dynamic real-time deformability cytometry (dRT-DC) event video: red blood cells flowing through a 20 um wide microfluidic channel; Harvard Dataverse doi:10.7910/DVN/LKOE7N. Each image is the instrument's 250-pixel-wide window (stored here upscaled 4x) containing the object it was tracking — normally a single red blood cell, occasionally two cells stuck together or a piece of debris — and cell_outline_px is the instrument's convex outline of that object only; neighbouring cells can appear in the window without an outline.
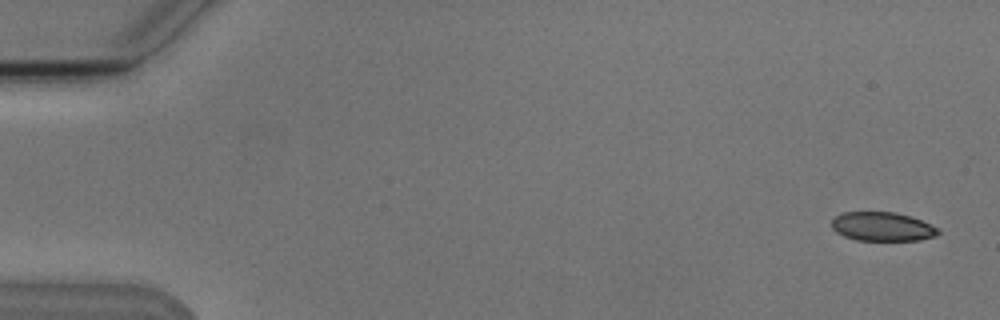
{"species": "Egyptian fruit bat (a non-hibernating species)", "species_latin": "Rousettus aegyptiacus", "temperature_condition": "cold", "stored_images_in_passage": 5, "camera_frame_rate_fps": 3000, "um_per_image_px": 0.085, "animal": {"sex": "male"}, "frame": {"image": 1, "passage_image": 1, "time_ms": 0.0, "image_size_px": [1000, 320], "cell_outline_px": [[940, 232], [936, 236], [920, 240], [856, 240], [844, 236], [836, 232], [832, 228], [832, 220], [836, 216], [844, 212], [896, 212], [920, 220], [936, 228]], "centroid_in_image_um": [74.97, 19.26], "position_along_channel_um": 10.0, "area_um2": 17.74}}